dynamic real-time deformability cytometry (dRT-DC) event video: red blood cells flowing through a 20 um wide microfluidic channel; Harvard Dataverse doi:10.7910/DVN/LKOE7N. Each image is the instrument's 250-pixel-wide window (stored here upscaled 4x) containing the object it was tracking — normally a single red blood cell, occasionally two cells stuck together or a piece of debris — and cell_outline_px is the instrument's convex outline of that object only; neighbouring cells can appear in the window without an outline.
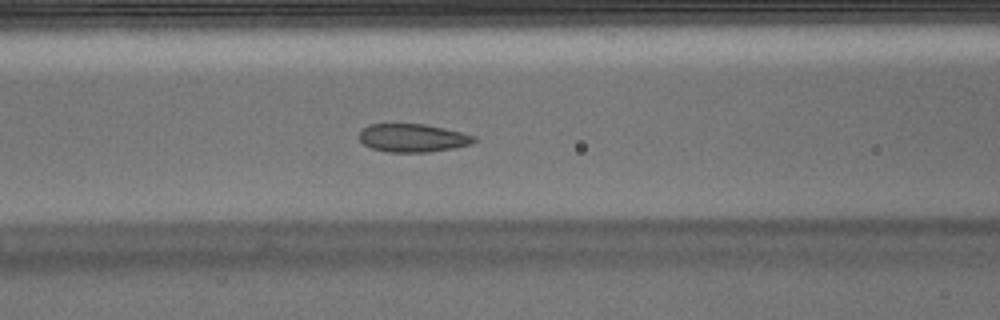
{"species": "Egyptian fruit bat (a non-hibernating species)", "species_latin": "Rousettus aegyptiacus", "temperature_condition": "warm", "stored_images_in_passage": 39, "camera_frame_rate_fps": 3000, "um_per_image_px": 0.085, "animal": {"sex": "male"}, "frame": {"image": 1, "passage_image": 12, "time_ms": 3.667, "image_size_px": [1000, 320], "cell_outline_px": [[476, 140], [472, 144], [456, 148], [428, 152], [388, 152], [372, 148], [364, 144], [360, 140], [360, 132], [368, 124], [424, 124], [444, 128], [476, 136]], "centroid_in_image_um": [35.11, 11.73], "position_along_channel_um": 131.5, "area_um2": 18.84}, "authors_computed_cell_mechanics": {"area_um2": 19.8254, "velocity_mm_per_s": 3.7754, "shape_relaxation_time_tau1_ms": 4.1437, "shape_relaxation_time_tau2_ms": 1.6152, "deformation_change_tau1": 0.0858, "deformation_change_tau2": 0.0558}}